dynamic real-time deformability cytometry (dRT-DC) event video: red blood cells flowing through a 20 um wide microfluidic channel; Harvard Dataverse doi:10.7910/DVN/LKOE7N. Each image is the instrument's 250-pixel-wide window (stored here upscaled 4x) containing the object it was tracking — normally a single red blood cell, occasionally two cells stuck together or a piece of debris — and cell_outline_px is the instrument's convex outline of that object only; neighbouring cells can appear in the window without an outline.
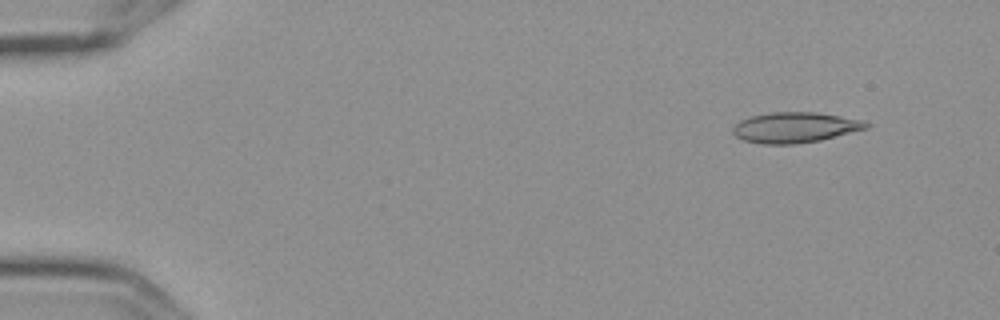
{"species": "Egyptian fruit bat (a non-hibernating species)", "species_latin": "Rousettus aegyptiacus", "temperature_condition": "cold", "stored_images_in_passage": 14, "camera_frame_rate_fps": 3000, "um_per_image_px": 0.085, "frame": {"image": 1, "passage_image": 1, "time_ms": 0.0, "image_size_px": [1000, 320], "cell_outline_px": [[872, 124], [868, 128], [820, 140], [792, 144], [764, 144], [744, 140], [736, 136], [732, 132], [732, 128], [740, 120], [752, 116], [772, 112], [816, 112], [864, 120]], "centroid_in_image_um": [67.6, 10.83], "position_along_channel_um": 17.4, "area_um2": 23.58}}
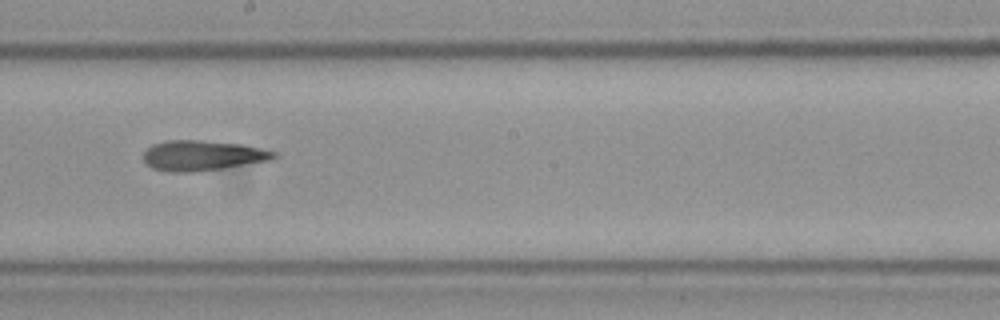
{"frame": {"image": 2, "passage_image": 8, "time_ms": 2.333, "image_size_px": [1000, 320], "cell_outline_px": [[276, 156], [272, 160], [220, 168], [192, 172], [168, 172], [152, 168], [144, 160], [144, 152], [152, 144], [168, 140], [200, 140], [240, 144], [260, 148], [276, 152]], "centroid_in_image_um": [17.18, 13.21], "position_along_channel_um": 231.0, "area_um2": 22.72}}
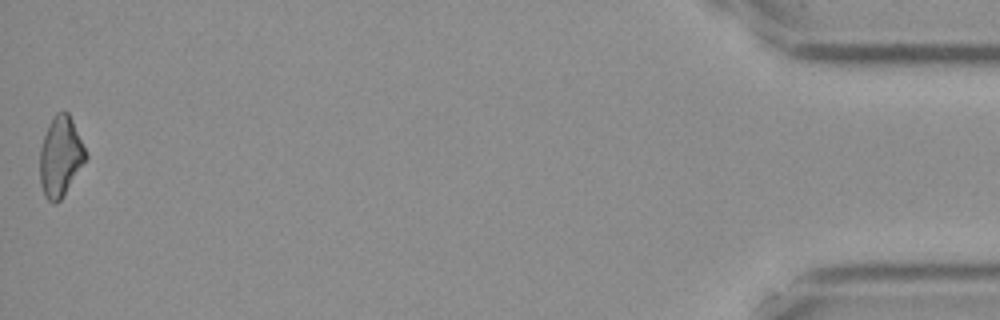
{"frame": {"image": 3, "passage_image": 14, "time_ms": 4.333, "image_size_px": [1000, 320], "cell_outline_px": [[88, 156], [60, 200], [56, 204], [52, 204], [44, 196], [40, 184], [40, 148], [48, 124], [52, 116], [56, 112], [68, 112], [88, 152]], "centroid_in_image_um": [5.13, 13.3], "position_along_channel_um": 430.1, "area_um2": 21.39}}